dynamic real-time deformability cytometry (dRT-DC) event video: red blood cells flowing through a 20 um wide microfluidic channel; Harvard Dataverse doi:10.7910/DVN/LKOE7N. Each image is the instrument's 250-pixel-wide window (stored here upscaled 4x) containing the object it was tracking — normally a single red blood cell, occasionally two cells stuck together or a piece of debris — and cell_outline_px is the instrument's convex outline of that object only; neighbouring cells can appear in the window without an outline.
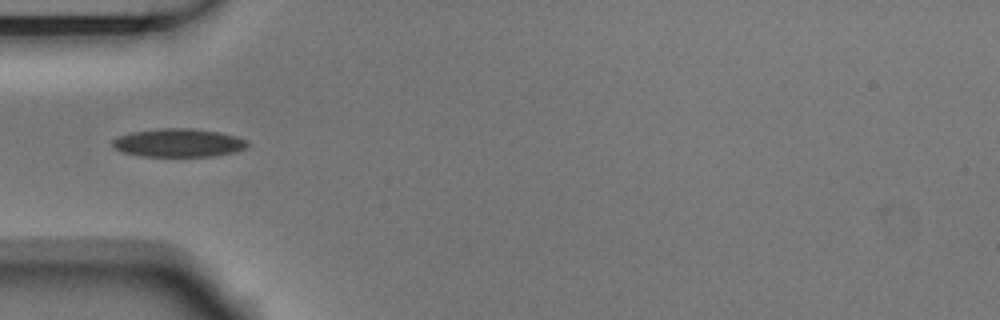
{"species": "Egyptian fruit bat (a non-hibernating species)", "species_latin": "Rousettus aegyptiacus", "temperature_condition": "room temperature", "stored_images_in_passage": 38, "camera_frame_rate_fps": 3000, "um_per_image_px": 0.085, "animal": {"sex": "male"}, "frame": {"image": 1, "passage_image": 1, "time_ms": 0.0, "image_size_px": [1000, 320], "cell_outline_px": [[248, 144], [244, 148], [232, 152], [212, 156], [140, 156], [124, 152], [112, 148], [112, 140], [120, 136], [132, 132], [160, 128], [188, 128], [220, 132], [236, 136], [248, 140]], "centroid_in_image_um": [15.15, 12.13], "position_along_channel_um": 69.8, "area_um2": 22.14}}
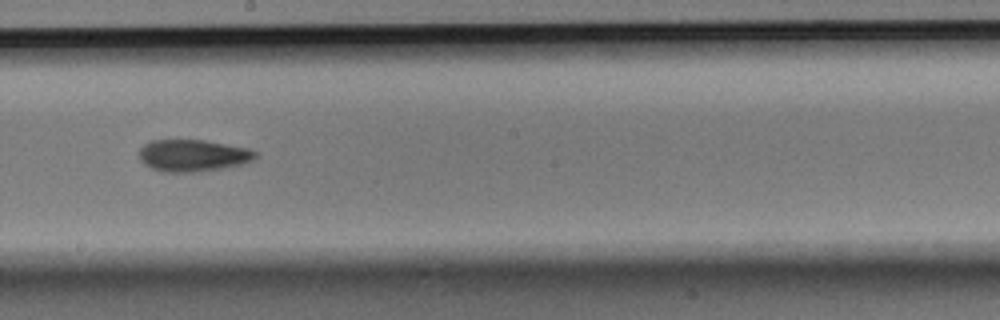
{"frame": {"image": 2, "passage_image": 14, "time_ms": 4.333, "image_size_px": [1000, 320], "cell_outline_px": [[260, 156], [244, 164], [224, 168], [196, 172], [164, 172], [152, 168], [144, 164], [140, 160], [140, 148], [144, 144], [152, 140], [204, 140], [248, 148], [260, 152]], "centroid_in_image_um": [16.45, 13.22], "position_along_channel_um": 231.7, "area_um2": 21.85}}
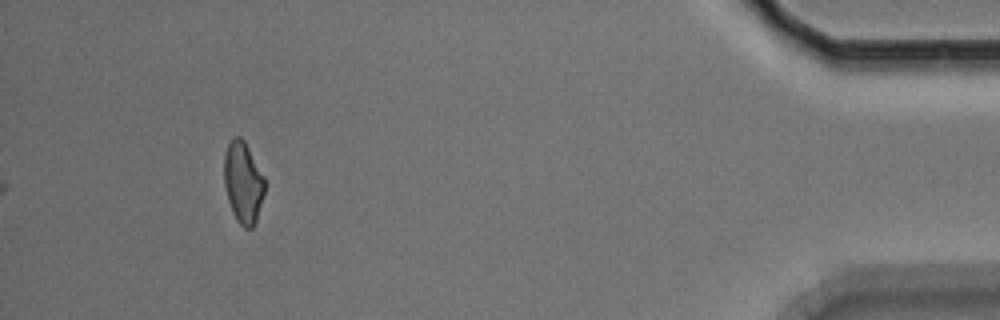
{"frame": {"image": 3, "passage_image": 34, "time_ms": 11.0, "image_size_px": [1000, 320], "cell_outline_px": [[264, 196], [256, 220], [252, 228], [244, 228], [236, 220], [232, 212], [228, 200], [224, 184], [224, 152], [232, 136], [240, 136], [244, 140], [264, 176]], "centroid_in_image_um": [20.65, 15.49], "position_along_channel_um": 414.5, "area_um2": 19.36}, "authors_computed_cell_mechanics": {"area_um2": 20.9814, "velocity_mm_per_s": 3.7149, "shape_relaxation_time_tau1_ms": 5.0268, "shape_relaxation_time_tau2_ms": 6.4671, "deformation_change_tau1": 0.1214, "deformation_change_tau2": 0.1323}}